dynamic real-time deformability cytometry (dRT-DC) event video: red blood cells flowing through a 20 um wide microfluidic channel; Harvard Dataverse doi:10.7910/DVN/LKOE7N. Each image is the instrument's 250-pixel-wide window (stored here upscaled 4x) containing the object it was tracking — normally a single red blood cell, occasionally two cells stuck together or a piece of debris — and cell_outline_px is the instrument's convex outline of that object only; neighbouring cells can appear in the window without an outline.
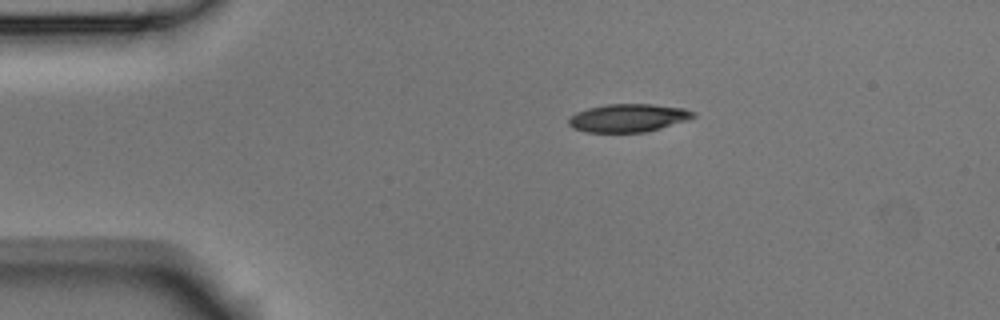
{"species": "Egyptian fruit bat (a non-hibernating species)", "species_latin": "Rousettus aegyptiacus", "temperature_condition": "room temperature", "stored_images_in_passage": 3, "camera_frame_rate_fps": 3000, "um_per_image_px": 0.085, "animal": {"sex": "male"}, "frame": {"image": 1, "passage_image": 1, "time_ms": 0.0, "image_size_px": [1000, 320], "cell_outline_px": [[696, 116], [688, 120], [660, 128], [644, 132], [588, 132], [572, 128], [568, 124], [568, 120], [576, 112], [588, 108], [608, 104], [652, 104], [684, 108], [696, 112]], "centroid_in_image_um": [53.42, 10.02], "position_along_channel_um": 31.6, "area_um2": 20.35}}
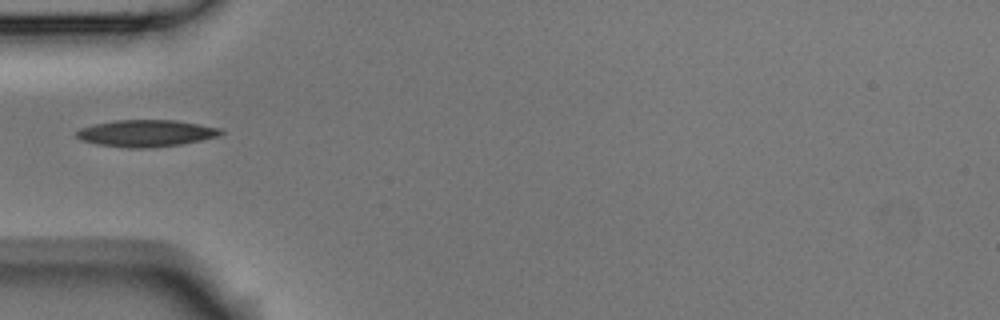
{"frame": {"image": 2, "passage_image": 3, "time_ms": 0.667, "image_size_px": [1000, 320], "cell_outline_px": [[224, 132], [216, 136], [200, 140], [180, 144], [148, 148], [128, 148], [100, 144], [84, 140], [76, 136], [76, 132], [80, 128], [96, 124], [116, 120], [176, 120], [200, 124], [220, 128]], "centroid_in_image_um": [12.44, 11.32], "position_along_channel_um": 72.6, "area_um2": 22.2}}